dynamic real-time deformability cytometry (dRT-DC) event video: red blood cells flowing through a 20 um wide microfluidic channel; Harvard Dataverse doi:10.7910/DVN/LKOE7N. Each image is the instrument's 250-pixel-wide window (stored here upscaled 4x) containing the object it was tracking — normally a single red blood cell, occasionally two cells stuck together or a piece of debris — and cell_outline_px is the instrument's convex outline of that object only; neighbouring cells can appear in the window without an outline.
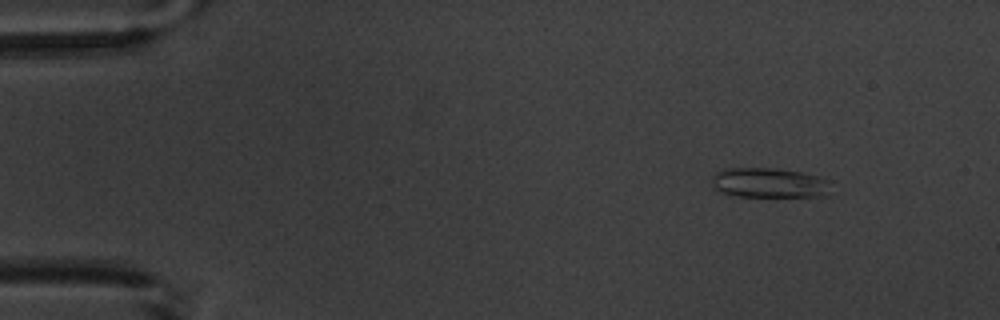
{"species": "common noctule bat (a hibernating species)", "species_latin": "Nyctalus noctula", "temperature_condition": "warm", "stored_images_in_passage": 3, "camera_frame_rate_fps": 3000, "um_per_image_px": 0.085, "animal": {"sex": "male", "body_mass_g": 20.1, "forearm_length_mm": 53.5}, "frame": {"image": 1, "passage_image": 1, "time_ms": 0.0, "image_size_px": [1000, 320], "cell_outline_px": [[832, 180], [828, 192], [824, 196], [736, 196], [720, 192], [712, 184], [712, 176], [716, 172], [724, 168], [772, 168], [800, 172]], "centroid_in_image_um": [65.37, 15.53], "position_along_channel_um": 19.6, "area_um2": 20.69}}